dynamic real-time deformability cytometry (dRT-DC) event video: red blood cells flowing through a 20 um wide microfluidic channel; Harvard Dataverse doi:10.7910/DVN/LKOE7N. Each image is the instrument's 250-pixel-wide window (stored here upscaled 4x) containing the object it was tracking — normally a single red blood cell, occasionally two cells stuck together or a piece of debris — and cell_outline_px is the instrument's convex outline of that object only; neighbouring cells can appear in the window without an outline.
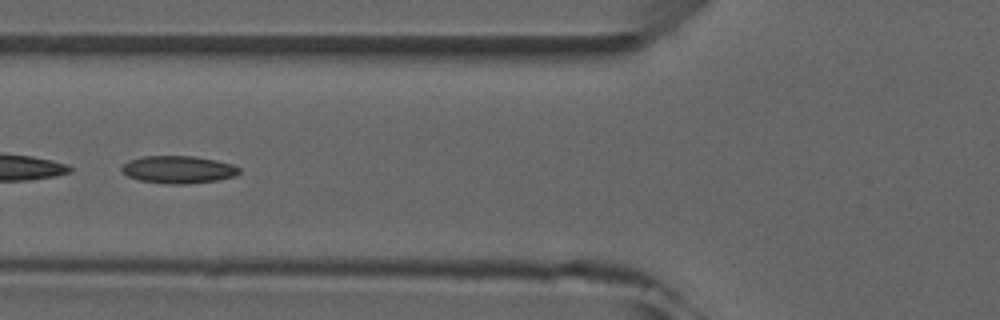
{"species": "common noctule bat (a hibernating species)", "species_latin": "Nyctalus noctula", "temperature_condition": "room temperature", "stored_images_in_passage": 4, "camera_frame_rate_fps": 3000, "um_per_image_px": 0.085, "animal": {"sex": "male", "forearm_length_mm": 52.5}, "frame": {"image": 1, "passage_image": 4, "time_ms": 3.333, "image_size_px": [1000, 320], "cell_outline_px": [[240, 172], [236, 176], [220, 180], [188, 184], [168, 184], [140, 180], [128, 176], [120, 168], [128, 160], [144, 156], [192, 156], [216, 160], [232, 164], [240, 168]], "centroid_in_image_um": [15.19, 14.42], "position_along_channel_um": 110.6, "area_um2": 18.9}}